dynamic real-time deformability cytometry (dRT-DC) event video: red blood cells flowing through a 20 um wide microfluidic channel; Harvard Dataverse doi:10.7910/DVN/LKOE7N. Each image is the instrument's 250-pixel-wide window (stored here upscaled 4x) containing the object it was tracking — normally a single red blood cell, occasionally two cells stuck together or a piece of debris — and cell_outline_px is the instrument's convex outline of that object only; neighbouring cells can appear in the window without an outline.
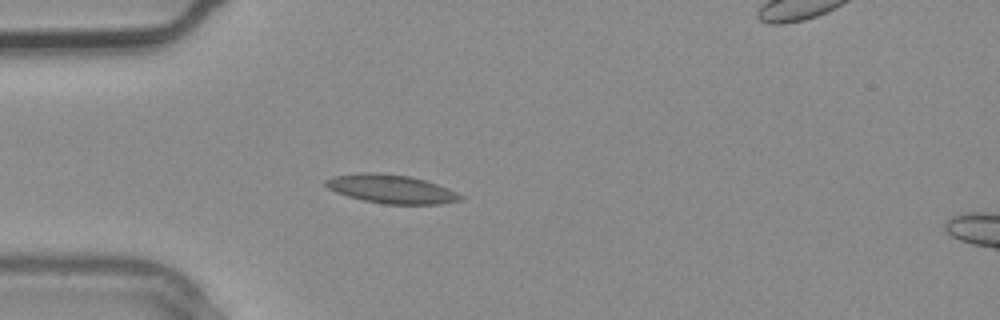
{"species": "common noctule bat (a hibernating species)", "species_latin": "Nyctalus noctula", "temperature_condition": "warm", "stored_images_in_passage": 4, "segment_of_instrument_passage": [1, 2], "camera_frame_rate_fps": 3000, "um_per_image_px": 0.085, "animal": {"sex": "male", "body_mass_g": 20.4}, "frame": {"image": 1, "passage_image": 3, "time_ms": 0.667, "image_size_px": [1000, 320], "cell_outline_px": [[464, 196], [460, 200], [440, 204], [384, 204], [364, 200], [348, 196], [336, 192], [328, 188], [324, 184], [324, 180], [332, 176], [364, 172], [372, 172], [408, 176], [424, 180], [448, 188]], "centroid_in_image_um": [33.23, 16.06], "position_along_channel_um": 51.8, "area_um2": 22.31}}